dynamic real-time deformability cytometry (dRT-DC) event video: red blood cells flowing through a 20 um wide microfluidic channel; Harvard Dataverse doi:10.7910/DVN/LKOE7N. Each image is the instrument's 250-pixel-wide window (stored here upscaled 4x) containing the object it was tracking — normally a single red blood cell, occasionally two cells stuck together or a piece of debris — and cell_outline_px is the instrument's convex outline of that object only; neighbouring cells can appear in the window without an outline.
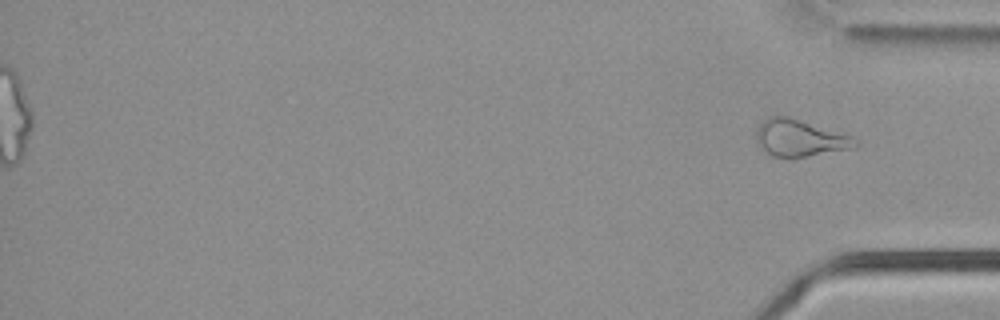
{"species": "common noctule bat (a hibernating species)", "species_latin": "Nyctalus noctula", "temperature_condition": "cold", "stored_images_in_passage": 56, "segment_of_instrument_passage": [2, 2], "camera_frame_rate_fps": 3000, "um_per_image_px": 0.085, "animal": {"sex": "male", "body_mass_g": 21.5, "forearm_length_mm": 52.0}, "frame": {"image": 1, "passage_image": 56, "time_ms": 18.333, "image_size_px": [1000, 320], "cell_outline_px": [[860, 144], [856, 148], [788, 160], [772, 156], [756, 144], [756, 132], [760, 124], [768, 116], [788, 116], [852, 136]], "centroid_in_image_um": [67.98, 11.78], "position_along_channel_um": 367.2, "area_um2": 21.73}}